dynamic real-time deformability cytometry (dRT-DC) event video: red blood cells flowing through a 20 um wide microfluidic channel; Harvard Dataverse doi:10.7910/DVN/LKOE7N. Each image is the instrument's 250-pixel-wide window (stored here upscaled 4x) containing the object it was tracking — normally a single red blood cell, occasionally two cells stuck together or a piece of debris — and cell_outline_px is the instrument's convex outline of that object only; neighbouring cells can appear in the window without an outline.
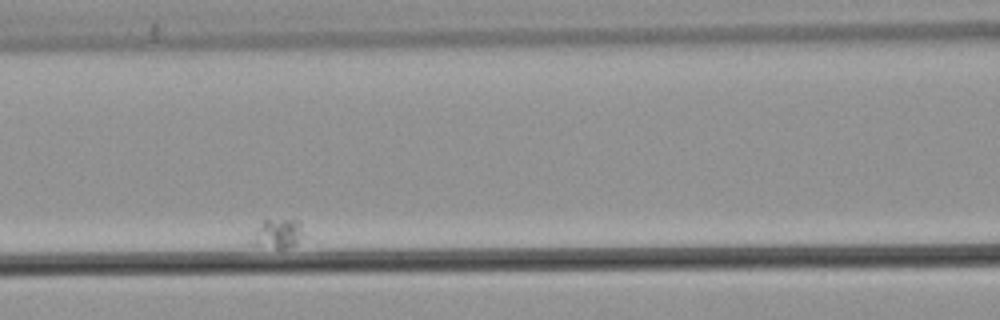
{"species": "common noctule bat (a hibernating species)", "species_latin": "Nyctalus noctula", "temperature_condition": "warm", "stored_images_in_passage": 53, "camera_frame_rate_fps": 3000, "um_per_image_px": 0.085, "animal": {"sex": "male", "body_mass_g": 21.5, "forearm_length_mm": 52.0}, "frame": {"image": 1, "passage_image": 16, "time_ms": 5.0, "image_size_px": [1000, 320], "cell_outline_px": [[316, 244], [284, 248], [276, 248], [248, 244], [260, 220], [300, 220], [316, 240]], "centroid_in_image_um": [23.95, 19.92], "position_along_channel_um": 142.7, "area_um2": 10.69}}
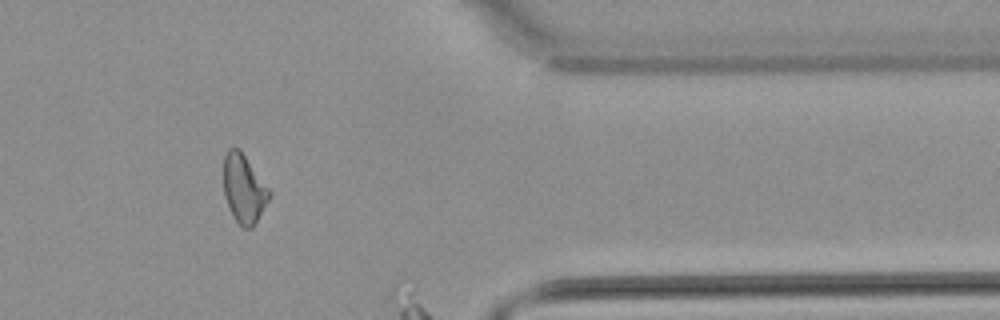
{"frame": {"image": 2, "passage_image": 44, "time_ms": 14.333, "image_size_px": [1000, 320], "cell_outline_px": [[272, 192], [268, 200], [252, 228], [240, 228], [232, 216], [224, 196], [224, 156], [228, 148], [240, 148]], "centroid_in_image_um": [20.72, 16.04], "position_along_channel_um": 390.7, "area_um2": 18.38}}